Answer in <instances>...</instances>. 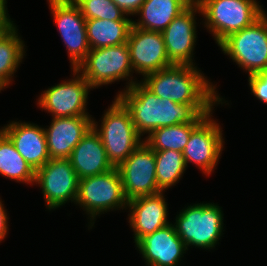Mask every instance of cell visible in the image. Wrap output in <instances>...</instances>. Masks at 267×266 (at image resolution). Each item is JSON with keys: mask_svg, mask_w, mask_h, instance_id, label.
Here are the masks:
<instances>
[{"mask_svg": "<svg viewBox=\"0 0 267 266\" xmlns=\"http://www.w3.org/2000/svg\"><path fill=\"white\" fill-rule=\"evenodd\" d=\"M136 131L144 138L153 130L176 124H200L218 105L179 104L156 96L141 81L117 92ZM215 106V107H214Z\"/></svg>", "mask_w": 267, "mask_h": 266, "instance_id": "1", "label": "cell"}, {"mask_svg": "<svg viewBox=\"0 0 267 266\" xmlns=\"http://www.w3.org/2000/svg\"><path fill=\"white\" fill-rule=\"evenodd\" d=\"M193 65H172L165 69L149 73L141 82L161 99H170L179 104L188 105H229L211 82Z\"/></svg>", "mask_w": 267, "mask_h": 266, "instance_id": "2", "label": "cell"}, {"mask_svg": "<svg viewBox=\"0 0 267 266\" xmlns=\"http://www.w3.org/2000/svg\"><path fill=\"white\" fill-rule=\"evenodd\" d=\"M224 213L219 204L194 203L182 208L173 222L178 236L190 246L210 251L224 234Z\"/></svg>", "mask_w": 267, "mask_h": 266, "instance_id": "3", "label": "cell"}, {"mask_svg": "<svg viewBox=\"0 0 267 266\" xmlns=\"http://www.w3.org/2000/svg\"><path fill=\"white\" fill-rule=\"evenodd\" d=\"M100 120L101 124L92 119V127L99 134L110 163L118 167L144 138L136 131L128 109L116 96Z\"/></svg>", "mask_w": 267, "mask_h": 266, "instance_id": "4", "label": "cell"}, {"mask_svg": "<svg viewBox=\"0 0 267 266\" xmlns=\"http://www.w3.org/2000/svg\"><path fill=\"white\" fill-rule=\"evenodd\" d=\"M202 24L219 45L230 34L251 25L265 10L257 0H195Z\"/></svg>", "mask_w": 267, "mask_h": 266, "instance_id": "5", "label": "cell"}, {"mask_svg": "<svg viewBox=\"0 0 267 266\" xmlns=\"http://www.w3.org/2000/svg\"><path fill=\"white\" fill-rule=\"evenodd\" d=\"M75 204L88 216V230L92 229L98 216L115 210H126L122 180L117 167L94 176L78 180V193Z\"/></svg>", "mask_w": 267, "mask_h": 266, "instance_id": "6", "label": "cell"}, {"mask_svg": "<svg viewBox=\"0 0 267 266\" xmlns=\"http://www.w3.org/2000/svg\"><path fill=\"white\" fill-rule=\"evenodd\" d=\"M76 70L93 89L120 80L127 81L124 89H128L139 81L136 76H133L134 71L127 43L90 49L86 58Z\"/></svg>", "mask_w": 267, "mask_h": 266, "instance_id": "7", "label": "cell"}, {"mask_svg": "<svg viewBox=\"0 0 267 266\" xmlns=\"http://www.w3.org/2000/svg\"><path fill=\"white\" fill-rule=\"evenodd\" d=\"M248 76L267 69V11L251 25L230 34L219 45Z\"/></svg>", "mask_w": 267, "mask_h": 266, "instance_id": "8", "label": "cell"}, {"mask_svg": "<svg viewBox=\"0 0 267 266\" xmlns=\"http://www.w3.org/2000/svg\"><path fill=\"white\" fill-rule=\"evenodd\" d=\"M72 72V79L61 80L42 91L36 100V105L42 111L51 113L52 118L92 116L86 107L89 92L93 88L76 69H72Z\"/></svg>", "mask_w": 267, "mask_h": 266, "instance_id": "9", "label": "cell"}, {"mask_svg": "<svg viewBox=\"0 0 267 266\" xmlns=\"http://www.w3.org/2000/svg\"><path fill=\"white\" fill-rule=\"evenodd\" d=\"M53 22L67 48L71 70L84 61L90 47L86 33V19L73 0H47Z\"/></svg>", "mask_w": 267, "mask_h": 266, "instance_id": "10", "label": "cell"}, {"mask_svg": "<svg viewBox=\"0 0 267 266\" xmlns=\"http://www.w3.org/2000/svg\"><path fill=\"white\" fill-rule=\"evenodd\" d=\"M78 180L69 158L50 159L35 171L34 185L42 189L45 206L51 211L68 202L75 204Z\"/></svg>", "mask_w": 267, "mask_h": 266, "instance_id": "11", "label": "cell"}, {"mask_svg": "<svg viewBox=\"0 0 267 266\" xmlns=\"http://www.w3.org/2000/svg\"><path fill=\"white\" fill-rule=\"evenodd\" d=\"M213 113L191 132L182 152L187 168L190 163L195 164L208 177L217 168L225 144L222 127L213 118Z\"/></svg>", "mask_w": 267, "mask_h": 266, "instance_id": "12", "label": "cell"}, {"mask_svg": "<svg viewBox=\"0 0 267 266\" xmlns=\"http://www.w3.org/2000/svg\"><path fill=\"white\" fill-rule=\"evenodd\" d=\"M127 200L162 192L156 179L154 150L143 142L117 167Z\"/></svg>", "mask_w": 267, "mask_h": 266, "instance_id": "13", "label": "cell"}, {"mask_svg": "<svg viewBox=\"0 0 267 266\" xmlns=\"http://www.w3.org/2000/svg\"><path fill=\"white\" fill-rule=\"evenodd\" d=\"M197 13L202 15L194 1L161 32L168 59L174 65H196L193 52L197 41Z\"/></svg>", "mask_w": 267, "mask_h": 266, "instance_id": "14", "label": "cell"}, {"mask_svg": "<svg viewBox=\"0 0 267 266\" xmlns=\"http://www.w3.org/2000/svg\"><path fill=\"white\" fill-rule=\"evenodd\" d=\"M127 45L133 71L137 75L156 72L173 64L169 61L161 32L136 28L132 25Z\"/></svg>", "mask_w": 267, "mask_h": 266, "instance_id": "15", "label": "cell"}, {"mask_svg": "<svg viewBox=\"0 0 267 266\" xmlns=\"http://www.w3.org/2000/svg\"><path fill=\"white\" fill-rule=\"evenodd\" d=\"M135 247L146 266H181L188 251L173 223L142 237Z\"/></svg>", "mask_w": 267, "mask_h": 266, "instance_id": "16", "label": "cell"}, {"mask_svg": "<svg viewBox=\"0 0 267 266\" xmlns=\"http://www.w3.org/2000/svg\"><path fill=\"white\" fill-rule=\"evenodd\" d=\"M165 192L154 195L139 196L128 200V223L134 235L136 244L142 237L154 233L160 228L172 223L169 222V205L166 202Z\"/></svg>", "mask_w": 267, "mask_h": 266, "instance_id": "17", "label": "cell"}, {"mask_svg": "<svg viewBox=\"0 0 267 266\" xmlns=\"http://www.w3.org/2000/svg\"><path fill=\"white\" fill-rule=\"evenodd\" d=\"M0 130L34 171L50 160L43 126L33 122L11 120Z\"/></svg>", "mask_w": 267, "mask_h": 266, "instance_id": "18", "label": "cell"}, {"mask_svg": "<svg viewBox=\"0 0 267 266\" xmlns=\"http://www.w3.org/2000/svg\"><path fill=\"white\" fill-rule=\"evenodd\" d=\"M93 118V116L52 118L50 126L44 127L50 159L69 158L74 147L92 127Z\"/></svg>", "mask_w": 267, "mask_h": 266, "instance_id": "19", "label": "cell"}, {"mask_svg": "<svg viewBox=\"0 0 267 266\" xmlns=\"http://www.w3.org/2000/svg\"><path fill=\"white\" fill-rule=\"evenodd\" d=\"M69 159L78 179L103 174L114 168L99 134L93 127L74 147Z\"/></svg>", "mask_w": 267, "mask_h": 266, "instance_id": "20", "label": "cell"}, {"mask_svg": "<svg viewBox=\"0 0 267 266\" xmlns=\"http://www.w3.org/2000/svg\"><path fill=\"white\" fill-rule=\"evenodd\" d=\"M195 0H145L135 14L133 26L149 31L162 32L184 12Z\"/></svg>", "mask_w": 267, "mask_h": 266, "instance_id": "21", "label": "cell"}, {"mask_svg": "<svg viewBox=\"0 0 267 266\" xmlns=\"http://www.w3.org/2000/svg\"><path fill=\"white\" fill-rule=\"evenodd\" d=\"M133 20L87 19L86 33L90 49L122 45L127 42Z\"/></svg>", "mask_w": 267, "mask_h": 266, "instance_id": "22", "label": "cell"}, {"mask_svg": "<svg viewBox=\"0 0 267 266\" xmlns=\"http://www.w3.org/2000/svg\"><path fill=\"white\" fill-rule=\"evenodd\" d=\"M17 27L0 32V78L8 85L13 83L14 74L26 56L27 46L20 37Z\"/></svg>", "mask_w": 267, "mask_h": 266, "instance_id": "23", "label": "cell"}, {"mask_svg": "<svg viewBox=\"0 0 267 266\" xmlns=\"http://www.w3.org/2000/svg\"><path fill=\"white\" fill-rule=\"evenodd\" d=\"M0 175L11 181L30 184L35 181V171L15 149L10 139L0 130Z\"/></svg>", "mask_w": 267, "mask_h": 266, "instance_id": "24", "label": "cell"}, {"mask_svg": "<svg viewBox=\"0 0 267 266\" xmlns=\"http://www.w3.org/2000/svg\"><path fill=\"white\" fill-rule=\"evenodd\" d=\"M199 124H176L153 130L144 142L154 151L174 150L183 152L191 132Z\"/></svg>", "mask_w": 267, "mask_h": 266, "instance_id": "25", "label": "cell"}, {"mask_svg": "<svg viewBox=\"0 0 267 266\" xmlns=\"http://www.w3.org/2000/svg\"><path fill=\"white\" fill-rule=\"evenodd\" d=\"M154 154L158 188L162 192H167L165 190L179 183L187 169L183 153L174 150H164L154 151Z\"/></svg>", "mask_w": 267, "mask_h": 266, "instance_id": "26", "label": "cell"}, {"mask_svg": "<svg viewBox=\"0 0 267 266\" xmlns=\"http://www.w3.org/2000/svg\"><path fill=\"white\" fill-rule=\"evenodd\" d=\"M87 19L132 20L112 0H73ZM130 17V18H129Z\"/></svg>", "mask_w": 267, "mask_h": 266, "instance_id": "27", "label": "cell"}, {"mask_svg": "<svg viewBox=\"0 0 267 266\" xmlns=\"http://www.w3.org/2000/svg\"><path fill=\"white\" fill-rule=\"evenodd\" d=\"M251 93L262 103L267 104V69L248 76Z\"/></svg>", "mask_w": 267, "mask_h": 266, "instance_id": "28", "label": "cell"}, {"mask_svg": "<svg viewBox=\"0 0 267 266\" xmlns=\"http://www.w3.org/2000/svg\"><path fill=\"white\" fill-rule=\"evenodd\" d=\"M7 3V0H0V32L12 30L17 26L8 14Z\"/></svg>", "mask_w": 267, "mask_h": 266, "instance_id": "29", "label": "cell"}, {"mask_svg": "<svg viewBox=\"0 0 267 266\" xmlns=\"http://www.w3.org/2000/svg\"><path fill=\"white\" fill-rule=\"evenodd\" d=\"M126 15L135 16L145 0H112Z\"/></svg>", "mask_w": 267, "mask_h": 266, "instance_id": "30", "label": "cell"}, {"mask_svg": "<svg viewBox=\"0 0 267 266\" xmlns=\"http://www.w3.org/2000/svg\"><path fill=\"white\" fill-rule=\"evenodd\" d=\"M4 201H2L0 197V243L6 238L8 235V230H9V216H8V211L4 207Z\"/></svg>", "mask_w": 267, "mask_h": 266, "instance_id": "31", "label": "cell"}, {"mask_svg": "<svg viewBox=\"0 0 267 266\" xmlns=\"http://www.w3.org/2000/svg\"><path fill=\"white\" fill-rule=\"evenodd\" d=\"M8 86L9 85L3 79L0 78V92L8 88Z\"/></svg>", "mask_w": 267, "mask_h": 266, "instance_id": "32", "label": "cell"}]
</instances>
